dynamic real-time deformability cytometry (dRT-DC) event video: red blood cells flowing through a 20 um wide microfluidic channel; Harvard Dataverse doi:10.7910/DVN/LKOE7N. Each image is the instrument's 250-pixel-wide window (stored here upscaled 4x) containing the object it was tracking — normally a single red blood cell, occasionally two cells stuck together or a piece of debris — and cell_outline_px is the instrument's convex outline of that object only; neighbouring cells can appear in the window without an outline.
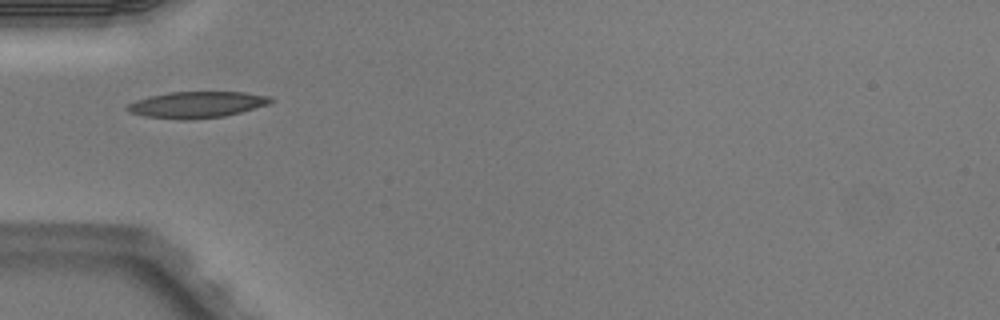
{"species": "Egyptian fruit bat (a non-hibernating species)", "species_latin": "Rousettus aegyptiacus", "temperature_condition": "warm", "stored_images_in_passage": 1, "camera_frame_rate_fps": 3000, "um_per_image_px": 0.085, "animal": {"sex": "male"}, "frame": {"image": 1, "passage_image": 1, "time_ms": 0.0, "image_size_px": [1000, 320], "cell_outline_px": [[276, 100], [268, 104], [240, 112], [224, 116], [188, 120], [180, 120], [144, 116], [128, 112], [124, 108], [128, 104], [136, 100], [148, 96], [168, 92], [244, 92], [272, 96]], "centroid_in_image_um": [16.71, 8.89], "position_along_channel_um": 68.3, "area_um2": 22.2}}